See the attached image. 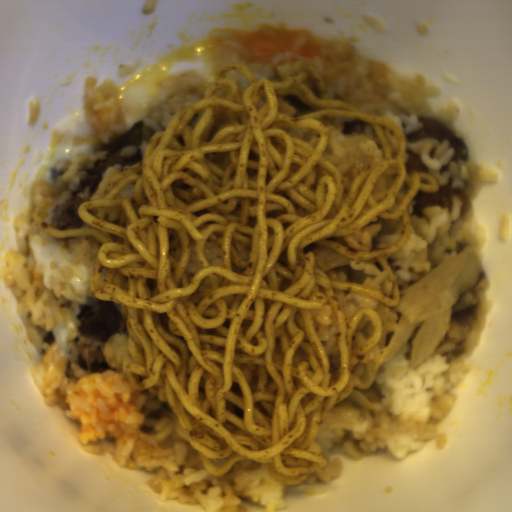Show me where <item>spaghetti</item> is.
<instances>
[{
  "mask_svg": "<svg viewBox=\"0 0 512 512\" xmlns=\"http://www.w3.org/2000/svg\"><path fill=\"white\" fill-rule=\"evenodd\" d=\"M292 66L285 80L218 66L203 98L150 136L103 199L78 205L90 228L60 229L37 212L31 219L55 238L101 242L88 284L119 303L135 362L126 376L167 404L208 473L221 477L251 459L294 485L328 463L316 441L325 414L353 390L355 364L382 337L376 310L347 321L334 290L399 304L386 257L411 237L419 190L440 187L429 173L407 171L396 122L329 98L310 63ZM338 117L373 125L384 159L360 173L354 156L325 152L318 119ZM315 242L378 258L393 296L315 269L302 250ZM332 308L334 376L311 318L329 325Z\"/></svg>",
  "mask_w": 512,
  "mask_h": 512,
  "instance_id": "1",
  "label": "spaghetti"
}]
</instances>
